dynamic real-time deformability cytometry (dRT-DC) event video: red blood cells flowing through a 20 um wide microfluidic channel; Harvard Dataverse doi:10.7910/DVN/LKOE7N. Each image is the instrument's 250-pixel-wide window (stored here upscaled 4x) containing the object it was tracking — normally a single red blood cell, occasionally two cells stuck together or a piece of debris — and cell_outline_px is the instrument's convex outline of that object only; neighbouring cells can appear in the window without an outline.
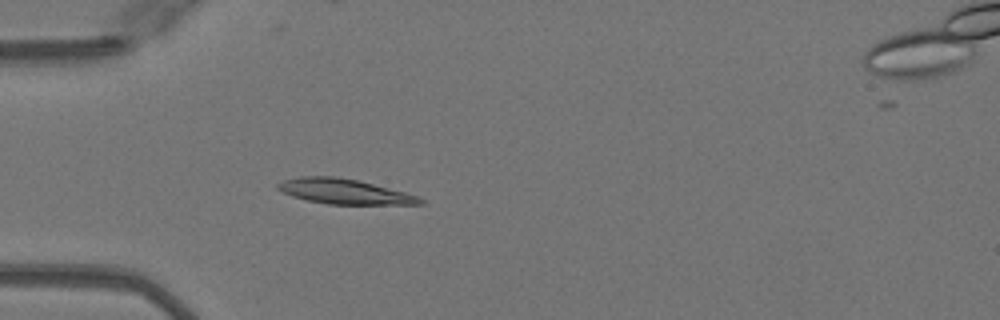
{"species": "Egyptian fruit bat (a non-hibernating species)", "species_latin": "Rousettus aegyptiacus", "temperature_condition": "warm", "stored_images_in_passage": 52, "camera_frame_rate_fps": 3000, "um_per_image_px": 0.085, "animal": {"sex": "female"}, "frame": {"image": 1, "passage_image": 16, "time_ms": 5.0, "image_size_px": [1000, 320], "cell_outline_px": [[424, 204], [328, 204], [308, 200], [292, 196], [276, 188], [276, 184], [284, 180], [300, 176], [332, 176], [356, 180], [404, 192], [416, 196], [424, 200]], "centroid_in_image_um": [29.22, 16.27], "position_along_channel_um": 55.8, "area_um2": 20.35}}
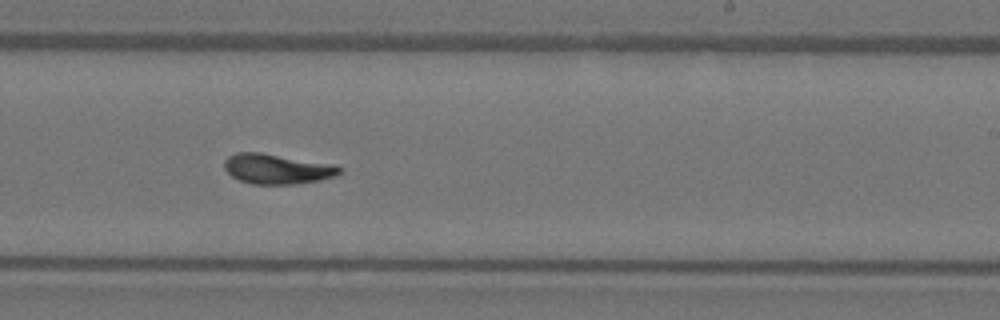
{"frame": {"image": 2, "passage_image": 32, "time_ms": 10.333, "image_size_px": [1000, 320], "cell_outline_px": [[344, 172], [336, 176], [320, 180], [296, 184], [252, 184], [240, 180], [232, 176], [224, 168], [224, 160], [228, 156], [236, 152], [260, 152], [336, 164], [344, 168]], "centroid_in_image_um": [23.61, 14.35], "position_along_channel_um": 265.4, "area_um2": 20.52}}
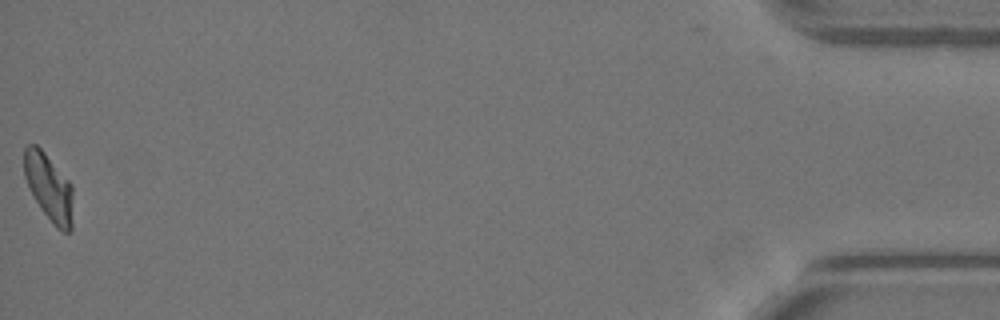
{"frame": {"image": 3, "passage_image": 51, "time_ms": 16.667, "image_size_px": [1000, 320], "cell_outline_px": [[72, 228], [68, 232], [60, 232], [56, 228], [40, 208], [24, 176], [24, 148], [28, 144], [36, 144], [44, 152], [72, 184]], "centroid_in_image_um": [4.17, 15.93], "position_along_channel_um": 431.0, "area_um2": 19.02}, "authors_computed_cell_mechanics": {"area_um2": 20.0277, "velocity_mm_per_s": 4.0835, "shape_relaxation_time_tau1_ms": 7.9159, "shape_relaxation_time_tau2_ms": 2.2745, "deformation_change_tau1": 0.2572, "deformation_change_tau2": 0.0905}}